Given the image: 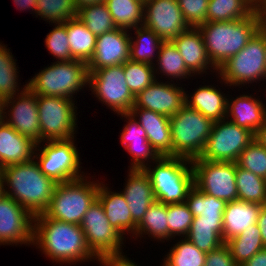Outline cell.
<instances>
[{"mask_svg":"<svg viewBox=\"0 0 266 266\" xmlns=\"http://www.w3.org/2000/svg\"><path fill=\"white\" fill-rule=\"evenodd\" d=\"M204 266H238L226 243L218 248L206 253V261Z\"/></svg>","mask_w":266,"mask_h":266,"instance_id":"48","label":"cell"},{"mask_svg":"<svg viewBox=\"0 0 266 266\" xmlns=\"http://www.w3.org/2000/svg\"><path fill=\"white\" fill-rule=\"evenodd\" d=\"M260 233L261 232L256 223L250 225L245 231L225 242L238 266H241L258 251L266 248Z\"/></svg>","mask_w":266,"mask_h":266,"instance_id":"35","label":"cell"},{"mask_svg":"<svg viewBox=\"0 0 266 266\" xmlns=\"http://www.w3.org/2000/svg\"><path fill=\"white\" fill-rule=\"evenodd\" d=\"M148 235L151 239L169 242V229L167 225V204L155 201L146 211L141 222L136 227L133 237L143 239ZM138 237V238H137ZM164 240V241H163Z\"/></svg>","mask_w":266,"mask_h":266,"instance_id":"31","label":"cell"},{"mask_svg":"<svg viewBox=\"0 0 266 266\" xmlns=\"http://www.w3.org/2000/svg\"><path fill=\"white\" fill-rule=\"evenodd\" d=\"M254 140V134L226 118L213 123L209 138L198 157L207 161L236 162Z\"/></svg>","mask_w":266,"mask_h":266,"instance_id":"12","label":"cell"},{"mask_svg":"<svg viewBox=\"0 0 266 266\" xmlns=\"http://www.w3.org/2000/svg\"><path fill=\"white\" fill-rule=\"evenodd\" d=\"M75 102L65 97L37 95L41 142L75 138L78 127Z\"/></svg>","mask_w":266,"mask_h":266,"instance_id":"10","label":"cell"},{"mask_svg":"<svg viewBox=\"0 0 266 266\" xmlns=\"http://www.w3.org/2000/svg\"><path fill=\"white\" fill-rule=\"evenodd\" d=\"M213 121L186 104L170 117L173 156L193 160L201 155Z\"/></svg>","mask_w":266,"mask_h":266,"instance_id":"9","label":"cell"},{"mask_svg":"<svg viewBox=\"0 0 266 266\" xmlns=\"http://www.w3.org/2000/svg\"><path fill=\"white\" fill-rule=\"evenodd\" d=\"M254 139L263 147L266 148V121L264 124L255 132Z\"/></svg>","mask_w":266,"mask_h":266,"instance_id":"53","label":"cell"},{"mask_svg":"<svg viewBox=\"0 0 266 266\" xmlns=\"http://www.w3.org/2000/svg\"><path fill=\"white\" fill-rule=\"evenodd\" d=\"M179 239L162 259L164 261L161 266H204L206 253L200 251L186 237Z\"/></svg>","mask_w":266,"mask_h":266,"instance_id":"40","label":"cell"},{"mask_svg":"<svg viewBox=\"0 0 266 266\" xmlns=\"http://www.w3.org/2000/svg\"><path fill=\"white\" fill-rule=\"evenodd\" d=\"M1 172L5 195L13 198L33 216L46 211L57 183L41 172L35 159L6 166Z\"/></svg>","mask_w":266,"mask_h":266,"instance_id":"2","label":"cell"},{"mask_svg":"<svg viewBox=\"0 0 266 266\" xmlns=\"http://www.w3.org/2000/svg\"><path fill=\"white\" fill-rule=\"evenodd\" d=\"M34 75L27 87L36 95L74 100L73 96L88 86L87 63L81 60L55 61Z\"/></svg>","mask_w":266,"mask_h":266,"instance_id":"5","label":"cell"},{"mask_svg":"<svg viewBox=\"0 0 266 266\" xmlns=\"http://www.w3.org/2000/svg\"><path fill=\"white\" fill-rule=\"evenodd\" d=\"M256 223H257L259 230L261 232L260 234H261L264 246L266 247V205L262 206Z\"/></svg>","mask_w":266,"mask_h":266,"instance_id":"51","label":"cell"},{"mask_svg":"<svg viewBox=\"0 0 266 266\" xmlns=\"http://www.w3.org/2000/svg\"><path fill=\"white\" fill-rule=\"evenodd\" d=\"M100 266H141L125 254L105 255L99 258Z\"/></svg>","mask_w":266,"mask_h":266,"instance_id":"49","label":"cell"},{"mask_svg":"<svg viewBox=\"0 0 266 266\" xmlns=\"http://www.w3.org/2000/svg\"><path fill=\"white\" fill-rule=\"evenodd\" d=\"M144 170L151 181L156 201L163 204L185 202L194 186L192 161L184 157L161 156Z\"/></svg>","mask_w":266,"mask_h":266,"instance_id":"4","label":"cell"},{"mask_svg":"<svg viewBox=\"0 0 266 266\" xmlns=\"http://www.w3.org/2000/svg\"><path fill=\"white\" fill-rule=\"evenodd\" d=\"M9 48L0 42V99L3 101L12 98L27 88V82L21 88L18 75V65ZM19 82V83H18ZM19 84V85H18Z\"/></svg>","mask_w":266,"mask_h":266,"instance_id":"36","label":"cell"},{"mask_svg":"<svg viewBox=\"0 0 266 266\" xmlns=\"http://www.w3.org/2000/svg\"><path fill=\"white\" fill-rule=\"evenodd\" d=\"M216 76L225 87H239L266 78V42L257 32L247 45L218 68ZM246 84V85H245Z\"/></svg>","mask_w":266,"mask_h":266,"instance_id":"7","label":"cell"},{"mask_svg":"<svg viewBox=\"0 0 266 266\" xmlns=\"http://www.w3.org/2000/svg\"><path fill=\"white\" fill-rule=\"evenodd\" d=\"M145 0H105L117 28L130 30L143 26Z\"/></svg>","mask_w":266,"mask_h":266,"instance_id":"34","label":"cell"},{"mask_svg":"<svg viewBox=\"0 0 266 266\" xmlns=\"http://www.w3.org/2000/svg\"><path fill=\"white\" fill-rule=\"evenodd\" d=\"M34 216L13 198L0 197V245H32Z\"/></svg>","mask_w":266,"mask_h":266,"instance_id":"15","label":"cell"},{"mask_svg":"<svg viewBox=\"0 0 266 266\" xmlns=\"http://www.w3.org/2000/svg\"><path fill=\"white\" fill-rule=\"evenodd\" d=\"M194 93H185V104L217 122L226 118L228 94L214 85H199ZM222 91V92H221Z\"/></svg>","mask_w":266,"mask_h":266,"instance_id":"27","label":"cell"},{"mask_svg":"<svg viewBox=\"0 0 266 266\" xmlns=\"http://www.w3.org/2000/svg\"><path fill=\"white\" fill-rule=\"evenodd\" d=\"M122 194L130 209L133 222L138 225L148 208L156 201L151 181L144 169H129Z\"/></svg>","mask_w":266,"mask_h":266,"instance_id":"23","label":"cell"},{"mask_svg":"<svg viewBox=\"0 0 266 266\" xmlns=\"http://www.w3.org/2000/svg\"><path fill=\"white\" fill-rule=\"evenodd\" d=\"M180 52L187 69L194 75L205 76L209 73H217V68L211 63L204 39L199 28L190 27L172 40ZM213 69V70H212ZM210 70V71H208ZM216 70V71H215Z\"/></svg>","mask_w":266,"mask_h":266,"instance_id":"21","label":"cell"},{"mask_svg":"<svg viewBox=\"0 0 266 266\" xmlns=\"http://www.w3.org/2000/svg\"><path fill=\"white\" fill-rule=\"evenodd\" d=\"M238 200L266 205V179L239 167L236 163Z\"/></svg>","mask_w":266,"mask_h":266,"instance_id":"38","label":"cell"},{"mask_svg":"<svg viewBox=\"0 0 266 266\" xmlns=\"http://www.w3.org/2000/svg\"><path fill=\"white\" fill-rule=\"evenodd\" d=\"M37 143L20 135L4 120L0 122V167L26 163L34 159Z\"/></svg>","mask_w":266,"mask_h":266,"instance_id":"25","label":"cell"},{"mask_svg":"<svg viewBox=\"0 0 266 266\" xmlns=\"http://www.w3.org/2000/svg\"><path fill=\"white\" fill-rule=\"evenodd\" d=\"M194 185L207 195L226 203L238 200L236 162L207 161L194 158Z\"/></svg>","mask_w":266,"mask_h":266,"instance_id":"13","label":"cell"},{"mask_svg":"<svg viewBox=\"0 0 266 266\" xmlns=\"http://www.w3.org/2000/svg\"><path fill=\"white\" fill-rule=\"evenodd\" d=\"M193 215L185 202L167 204V225L169 229V240L175 236L186 237L191 228Z\"/></svg>","mask_w":266,"mask_h":266,"instance_id":"44","label":"cell"},{"mask_svg":"<svg viewBox=\"0 0 266 266\" xmlns=\"http://www.w3.org/2000/svg\"><path fill=\"white\" fill-rule=\"evenodd\" d=\"M36 7V16L43 18L52 26L55 23L72 20L77 16L73 0H37Z\"/></svg>","mask_w":266,"mask_h":266,"instance_id":"42","label":"cell"},{"mask_svg":"<svg viewBox=\"0 0 266 266\" xmlns=\"http://www.w3.org/2000/svg\"><path fill=\"white\" fill-rule=\"evenodd\" d=\"M229 96L228 94L226 119L255 134L266 121L260 96L256 98L255 94L248 92L235 96L236 98Z\"/></svg>","mask_w":266,"mask_h":266,"instance_id":"24","label":"cell"},{"mask_svg":"<svg viewBox=\"0 0 266 266\" xmlns=\"http://www.w3.org/2000/svg\"><path fill=\"white\" fill-rule=\"evenodd\" d=\"M262 206L240 200L227 202L223 214V241L226 242L250 225L256 224Z\"/></svg>","mask_w":266,"mask_h":266,"instance_id":"28","label":"cell"},{"mask_svg":"<svg viewBox=\"0 0 266 266\" xmlns=\"http://www.w3.org/2000/svg\"><path fill=\"white\" fill-rule=\"evenodd\" d=\"M76 18L96 37L117 28L105 2L77 9Z\"/></svg>","mask_w":266,"mask_h":266,"instance_id":"41","label":"cell"},{"mask_svg":"<svg viewBox=\"0 0 266 266\" xmlns=\"http://www.w3.org/2000/svg\"><path fill=\"white\" fill-rule=\"evenodd\" d=\"M260 23V15L256 9L243 19L206 22L199 26L211 63L218 69L240 52L259 31Z\"/></svg>","mask_w":266,"mask_h":266,"instance_id":"3","label":"cell"},{"mask_svg":"<svg viewBox=\"0 0 266 266\" xmlns=\"http://www.w3.org/2000/svg\"><path fill=\"white\" fill-rule=\"evenodd\" d=\"M4 194L3 175L0 171V197Z\"/></svg>","mask_w":266,"mask_h":266,"instance_id":"57","label":"cell"},{"mask_svg":"<svg viewBox=\"0 0 266 266\" xmlns=\"http://www.w3.org/2000/svg\"><path fill=\"white\" fill-rule=\"evenodd\" d=\"M193 215L192 222L223 223L226 202L207 195L195 185L188 192L185 200Z\"/></svg>","mask_w":266,"mask_h":266,"instance_id":"29","label":"cell"},{"mask_svg":"<svg viewBox=\"0 0 266 266\" xmlns=\"http://www.w3.org/2000/svg\"><path fill=\"white\" fill-rule=\"evenodd\" d=\"M237 165L266 179V148L255 139L240 154Z\"/></svg>","mask_w":266,"mask_h":266,"instance_id":"45","label":"cell"},{"mask_svg":"<svg viewBox=\"0 0 266 266\" xmlns=\"http://www.w3.org/2000/svg\"><path fill=\"white\" fill-rule=\"evenodd\" d=\"M209 0H177L189 27L198 28L207 22Z\"/></svg>","mask_w":266,"mask_h":266,"instance_id":"47","label":"cell"},{"mask_svg":"<svg viewBox=\"0 0 266 266\" xmlns=\"http://www.w3.org/2000/svg\"><path fill=\"white\" fill-rule=\"evenodd\" d=\"M248 1L257 9L261 0H248Z\"/></svg>","mask_w":266,"mask_h":266,"instance_id":"59","label":"cell"},{"mask_svg":"<svg viewBox=\"0 0 266 266\" xmlns=\"http://www.w3.org/2000/svg\"><path fill=\"white\" fill-rule=\"evenodd\" d=\"M74 141H76V138L48 140L42 141L36 146L35 161L38 163L41 172L55 183L77 180L87 174L81 171L80 153Z\"/></svg>","mask_w":266,"mask_h":266,"instance_id":"8","label":"cell"},{"mask_svg":"<svg viewBox=\"0 0 266 266\" xmlns=\"http://www.w3.org/2000/svg\"><path fill=\"white\" fill-rule=\"evenodd\" d=\"M241 266H266V248L258 251Z\"/></svg>","mask_w":266,"mask_h":266,"instance_id":"50","label":"cell"},{"mask_svg":"<svg viewBox=\"0 0 266 266\" xmlns=\"http://www.w3.org/2000/svg\"><path fill=\"white\" fill-rule=\"evenodd\" d=\"M3 116V120L20 135L29 137L37 144L41 142L37 95L28 87L4 101Z\"/></svg>","mask_w":266,"mask_h":266,"instance_id":"16","label":"cell"},{"mask_svg":"<svg viewBox=\"0 0 266 266\" xmlns=\"http://www.w3.org/2000/svg\"><path fill=\"white\" fill-rule=\"evenodd\" d=\"M123 70L128 88L134 96L156 80L154 66L148 63L128 60L123 64Z\"/></svg>","mask_w":266,"mask_h":266,"instance_id":"43","label":"cell"},{"mask_svg":"<svg viewBox=\"0 0 266 266\" xmlns=\"http://www.w3.org/2000/svg\"><path fill=\"white\" fill-rule=\"evenodd\" d=\"M99 183L97 179L91 181L87 174L77 180L57 183L44 214L48 218L80 225L84 214L97 199Z\"/></svg>","mask_w":266,"mask_h":266,"instance_id":"6","label":"cell"},{"mask_svg":"<svg viewBox=\"0 0 266 266\" xmlns=\"http://www.w3.org/2000/svg\"><path fill=\"white\" fill-rule=\"evenodd\" d=\"M256 8L248 0H209L207 22H223L243 19Z\"/></svg>","mask_w":266,"mask_h":266,"instance_id":"37","label":"cell"},{"mask_svg":"<svg viewBox=\"0 0 266 266\" xmlns=\"http://www.w3.org/2000/svg\"><path fill=\"white\" fill-rule=\"evenodd\" d=\"M265 39L266 42V23H260L259 31H258Z\"/></svg>","mask_w":266,"mask_h":266,"instance_id":"56","label":"cell"},{"mask_svg":"<svg viewBox=\"0 0 266 266\" xmlns=\"http://www.w3.org/2000/svg\"><path fill=\"white\" fill-rule=\"evenodd\" d=\"M145 130L147 140L161 156H173L170 117L142 108H132L129 112Z\"/></svg>","mask_w":266,"mask_h":266,"instance_id":"22","label":"cell"},{"mask_svg":"<svg viewBox=\"0 0 266 266\" xmlns=\"http://www.w3.org/2000/svg\"><path fill=\"white\" fill-rule=\"evenodd\" d=\"M159 78L135 96L132 108L148 109L172 117L185 105V87ZM179 85V86H177Z\"/></svg>","mask_w":266,"mask_h":266,"instance_id":"18","label":"cell"},{"mask_svg":"<svg viewBox=\"0 0 266 266\" xmlns=\"http://www.w3.org/2000/svg\"><path fill=\"white\" fill-rule=\"evenodd\" d=\"M262 23H266V0H261L257 8Z\"/></svg>","mask_w":266,"mask_h":266,"instance_id":"55","label":"cell"},{"mask_svg":"<svg viewBox=\"0 0 266 266\" xmlns=\"http://www.w3.org/2000/svg\"><path fill=\"white\" fill-rule=\"evenodd\" d=\"M88 87L98 101L118 114L129 113L135 96L128 88L123 64L88 71Z\"/></svg>","mask_w":266,"mask_h":266,"instance_id":"11","label":"cell"},{"mask_svg":"<svg viewBox=\"0 0 266 266\" xmlns=\"http://www.w3.org/2000/svg\"><path fill=\"white\" fill-rule=\"evenodd\" d=\"M153 66L156 79L161 75V79L162 76H166L165 78L173 82V80H188L189 77L192 78L194 76L187 69L180 52L172 41H164L161 44L159 55Z\"/></svg>","mask_w":266,"mask_h":266,"instance_id":"30","label":"cell"},{"mask_svg":"<svg viewBox=\"0 0 266 266\" xmlns=\"http://www.w3.org/2000/svg\"><path fill=\"white\" fill-rule=\"evenodd\" d=\"M80 226L88 247L98 258L105 255L124 254L125 239L112 227L98 199L88 208Z\"/></svg>","mask_w":266,"mask_h":266,"instance_id":"14","label":"cell"},{"mask_svg":"<svg viewBox=\"0 0 266 266\" xmlns=\"http://www.w3.org/2000/svg\"><path fill=\"white\" fill-rule=\"evenodd\" d=\"M125 119L123 130L120 136V143L124 146L127 153L131 156L129 169H144L160 156L147 140L145 130L140 126L136 119L130 114H118ZM127 119V120H126Z\"/></svg>","mask_w":266,"mask_h":266,"instance_id":"20","label":"cell"},{"mask_svg":"<svg viewBox=\"0 0 266 266\" xmlns=\"http://www.w3.org/2000/svg\"><path fill=\"white\" fill-rule=\"evenodd\" d=\"M186 238L200 251L208 253L225 243L223 223L192 222Z\"/></svg>","mask_w":266,"mask_h":266,"instance_id":"39","label":"cell"},{"mask_svg":"<svg viewBox=\"0 0 266 266\" xmlns=\"http://www.w3.org/2000/svg\"><path fill=\"white\" fill-rule=\"evenodd\" d=\"M73 2H74L76 9H79L83 6L104 3L105 0H73Z\"/></svg>","mask_w":266,"mask_h":266,"instance_id":"54","label":"cell"},{"mask_svg":"<svg viewBox=\"0 0 266 266\" xmlns=\"http://www.w3.org/2000/svg\"><path fill=\"white\" fill-rule=\"evenodd\" d=\"M132 30L135 32V37H130L129 60L154 65L164 41L154 31L145 26L136 27Z\"/></svg>","mask_w":266,"mask_h":266,"instance_id":"32","label":"cell"},{"mask_svg":"<svg viewBox=\"0 0 266 266\" xmlns=\"http://www.w3.org/2000/svg\"><path fill=\"white\" fill-rule=\"evenodd\" d=\"M45 38V47L48 53L56 58L57 62L73 60L68 43L66 22L55 23Z\"/></svg>","mask_w":266,"mask_h":266,"instance_id":"46","label":"cell"},{"mask_svg":"<svg viewBox=\"0 0 266 266\" xmlns=\"http://www.w3.org/2000/svg\"><path fill=\"white\" fill-rule=\"evenodd\" d=\"M13 2L15 3L16 8L19 9L21 12H22V10H24V11L31 10V11H29V12H31L30 14L35 13V16H36V11H37L36 2H37V0H13Z\"/></svg>","mask_w":266,"mask_h":266,"instance_id":"52","label":"cell"},{"mask_svg":"<svg viewBox=\"0 0 266 266\" xmlns=\"http://www.w3.org/2000/svg\"><path fill=\"white\" fill-rule=\"evenodd\" d=\"M143 26L154 31L163 41H172L190 28L177 0H145Z\"/></svg>","mask_w":266,"mask_h":266,"instance_id":"17","label":"cell"},{"mask_svg":"<svg viewBox=\"0 0 266 266\" xmlns=\"http://www.w3.org/2000/svg\"><path fill=\"white\" fill-rule=\"evenodd\" d=\"M32 246H36L52 263L76 265L99 262L88 247L80 225L48 218L44 213L34 216Z\"/></svg>","mask_w":266,"mask_h":266,"instance_id":"1","label":"cell"},{"mask_svg":"<svg viewBox=\"0 0 266 266\" xmlns=\"http://www.w3.org/2000/svg\"><path fill=\"white\" fill-rule=\"evenodd\" d=\"M4 101L0 99V122L3 121Z\"/></svg>","mask_w":266,"mask_h":266,"instance_id":"58","label":"cell"},{"mask_svg":"<svg viewBox=\"0 0 266 266\" xmlns=\"http://www.w3.org/2000/svg\"><path fill=\"white\" fill-rule=\"evenodd\" d=\"M103 183H99L97 199L102 204L108 221L125 239L128 234L134 236L137 225L133 222L125 196L120 191L113 192L108 184Z\"/></svg>","mask_w":266,"mask_h":266,"instance_id":"26","label":"cell"},{"mask_svg":"<svg viewBox=\"0 0 266 266\" xmlns=\"http://www.w3.org/2000/svg\"><path fill=\"white\" fill-rule=\"evenodd\" d=\"M131 36L130 31L120 28L98 36L94 54L87 63L88 71L122 65L128 61L130 58Z\"/></svg>","mask_w":266,"mask_h":266,"instance_id":"19","label":"cell"},{"mask_svg":"<svg viewBox=\"0 0 266 266\" xmlns=\"http://www.w3.org/2000/svg\"><path fill=\"white\" fill-rule=\"evenodd\" d=\"M71 57L86 63L92 58L97 37L77 18L66 21Z\"/></svg>","mask_w":266,"mask_h":266,"instance_id":"33","label":"cell"},{"mask_svg":"<svg viewBox=\"0 0 266 266\" xmlns=\"http://www.w3.org/2000/svg\"><path fill=\"white\" fill-rule=\"evenodd\" d=\"M264 81H266V78H265V80L263 79V82ZM261 103H262V106L264 108V112H265V115H266V105H265L266 103L263 104V101L262 100H261Z\"/></svg>","mask_w":266,"mask_h":266,"instance_id":"60","label":"cell"}]
</instances>
